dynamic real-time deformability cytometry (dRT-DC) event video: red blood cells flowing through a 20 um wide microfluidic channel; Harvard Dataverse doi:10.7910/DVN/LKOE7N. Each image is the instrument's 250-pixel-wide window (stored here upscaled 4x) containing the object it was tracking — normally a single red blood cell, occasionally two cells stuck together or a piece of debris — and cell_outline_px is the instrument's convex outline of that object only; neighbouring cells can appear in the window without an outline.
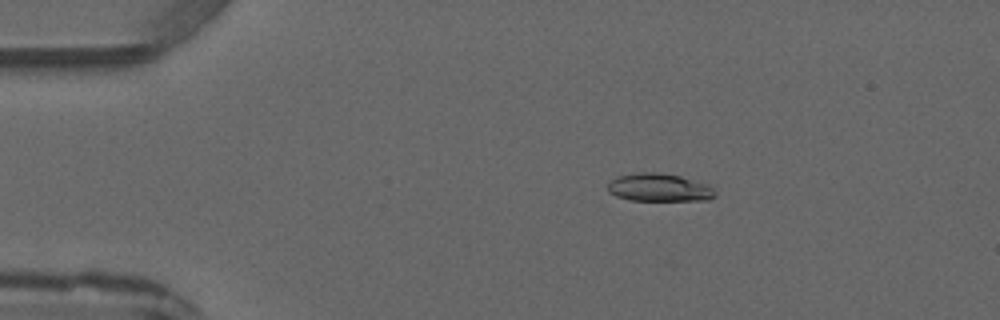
{"species": "common noctule bat (a hibernating species)", "species_latin": "Nyctalus noctula", "temperature_condition": "warm", "stored_images_in_passage": 2, "camera_frame_rate_fps": 3000, "um_per_image_px": 0.085, "animal": {"sex": "male", "forearm_length_mm": 52.5}, "frame": {"image": 1, "passage_image": 2, "time_ms": 1.667, "image_size_px": [1000, 320], "cell_outline_px": [[716, 196], [708, 200], [628, 200], [616, 196], [608, 192], [608, 184], [612, 180], [620, 176], [640, 172], [656, 172], [680, 176], [708, 184], [716, 192]], "centroid_in_image_um": [56.05, 15.95], "position_along_channel_um": 29.0, "area_um2": 17.4}}